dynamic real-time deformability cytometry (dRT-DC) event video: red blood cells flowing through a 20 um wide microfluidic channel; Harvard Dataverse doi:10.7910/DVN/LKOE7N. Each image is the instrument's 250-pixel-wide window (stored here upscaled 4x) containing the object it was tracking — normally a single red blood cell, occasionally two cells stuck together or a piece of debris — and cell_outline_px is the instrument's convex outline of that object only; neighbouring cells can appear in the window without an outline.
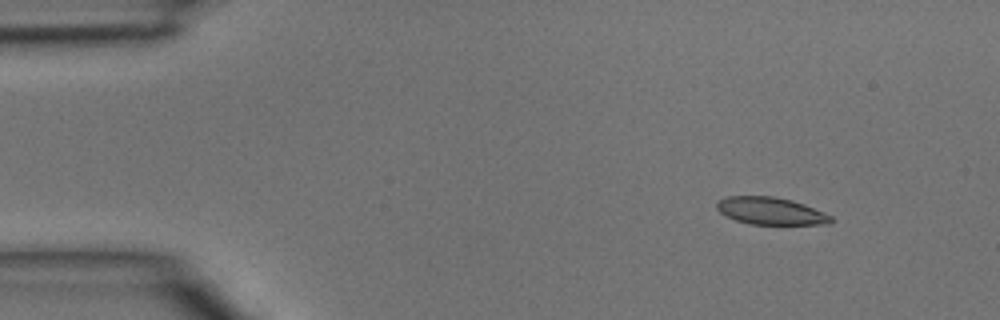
{"species": "common noctule bat (a hibernating species)", "species_latin": "Nyctalus noctula", "temperature_condition": "room temperature", "stored_images_in_passage": 3, "camera_frame_rate_fps": 3000, "um_per_image_px": 0.085, "animal": {"sex": "male", "body_mass_g": 15.6}, "frame": {"image": 1, "passage_image": 1, "time_ms": 0.0, "image_size_px": [1000, 320], "cell_outline_px": [[836, 220], [832, 224], [752, 224], [736, 220], [720, 212], [716, 208], [716, 204], [720, 200], [728, 196], [772, 196], [792, 200], [804, 204], [824, 212], [832, 216]], "centroid_in_image_um": [65.57, 17.93], "position_along_channel_um": 19.4, "area_um2": 18.15}}
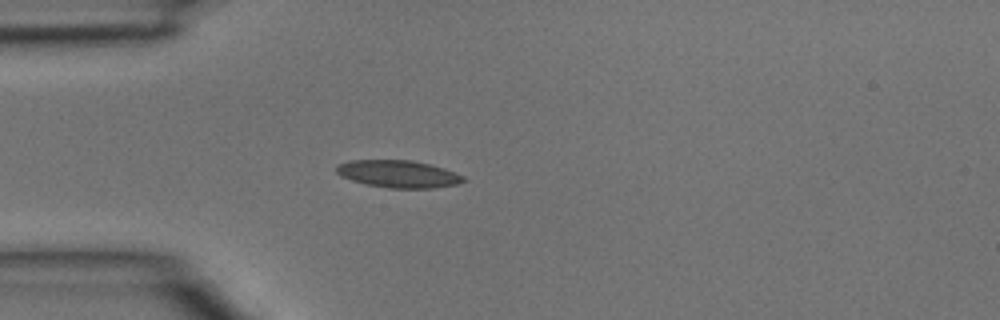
{"frame": {"image": 2, "passage_image": 3, "time_ms": 0.667, "image_size_px": [1000, 320], "cell_outline_px": [[468, 180], [456, 184], [432, 188], [388, 188], [368, 184], [352, 180], [340, 176], [336, 172], [336, 164], [348, 160], [412, 160], [444, 168], [464, 176]], "centroid_in_image_um": [33.84, 14.78], "position_along_channel_um": 51.2, "area_um2": 20.23}}